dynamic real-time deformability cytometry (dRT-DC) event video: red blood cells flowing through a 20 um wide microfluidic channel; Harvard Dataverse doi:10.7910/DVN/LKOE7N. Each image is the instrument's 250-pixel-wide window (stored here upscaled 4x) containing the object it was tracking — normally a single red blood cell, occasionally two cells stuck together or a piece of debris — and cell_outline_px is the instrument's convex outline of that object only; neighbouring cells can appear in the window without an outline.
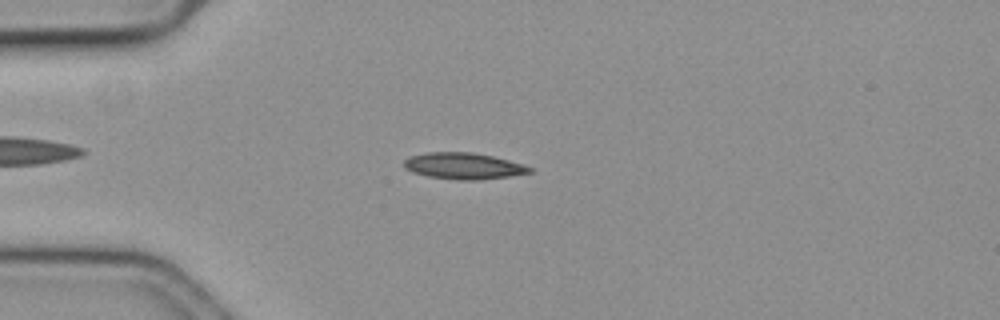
{"species": "common noctule bat (a hibernating species)", "species_latin": "Nyctalus noctula", "temperature_condition": "cold", "stored_images_in_passage": 52, "camera_frame_rate_fps": 3000, "um_per_image_px": 0.085, "animal": {"sex": "female", "body_mass_g": 19.3, "forearm_length_mm": 54.1}, "frame": {"image": 1, "passage_image": 9, "time_ms": 2.667, "image_size_px": [1000, 320], "cell_outline_px": [[532, 172], [508, 176], [480, 180], [456, 180], [428, 176], [412, 172], [404, 168], [404, 160], [412, 156], [428, 152], [472, 152], [492, 156], [508, 160], [532, 168]], "centroid_in_image_um": [39.37, 14.11], "position_along_channel_um": 45.6, "area_um2": 19.13}}
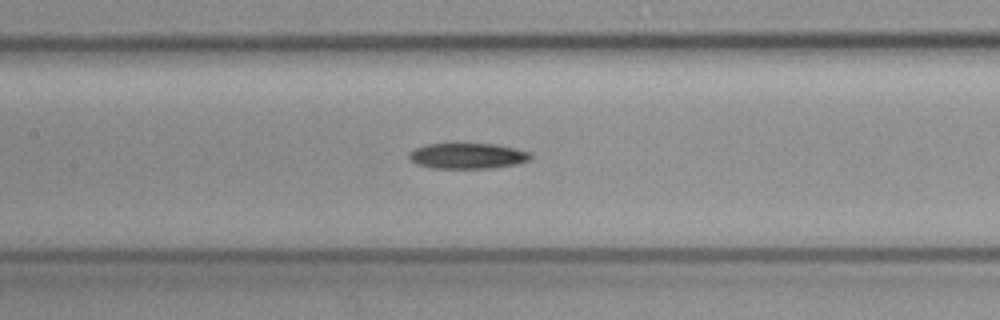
{"frame": {"image": 2, "passage_image": 21, "time_ms": 6.667, "image_size_px": [1000, 320], "cell_outline_px": [[532, 156], [528, 160], [516, 164], [488, 168], [432, 168], [416, 164], [408, 160], [408, 152], [416, 148], [428, 144], [492, 144], [516, 148], [532, 152]], "centroid_in_image_um": [39.71, 13.25], "position_along_channel_um": 167.7, "area_um2": 18.15}}
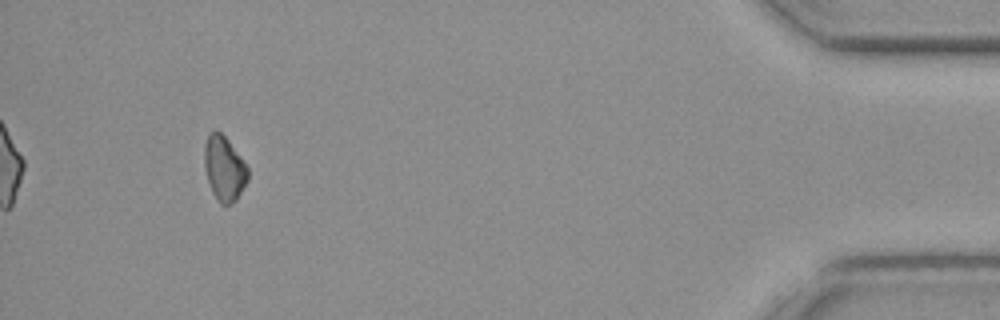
{"frame": {"image": 3, "passage_image": 48, "time_ms": 15.667, "image_size_px": [1000, 320], "cell_outline_px": [[248, 180], [236, 200], [228, 204], [220, 204], [212, 192], [204, 168], [204, 144], [208, 132], [216, 128], [228, 140], [248, 168]], "centroid_in_image_um": [19.03, 14.28], "position_along_channel_um": 416.2, "area_um2": 16.42}}